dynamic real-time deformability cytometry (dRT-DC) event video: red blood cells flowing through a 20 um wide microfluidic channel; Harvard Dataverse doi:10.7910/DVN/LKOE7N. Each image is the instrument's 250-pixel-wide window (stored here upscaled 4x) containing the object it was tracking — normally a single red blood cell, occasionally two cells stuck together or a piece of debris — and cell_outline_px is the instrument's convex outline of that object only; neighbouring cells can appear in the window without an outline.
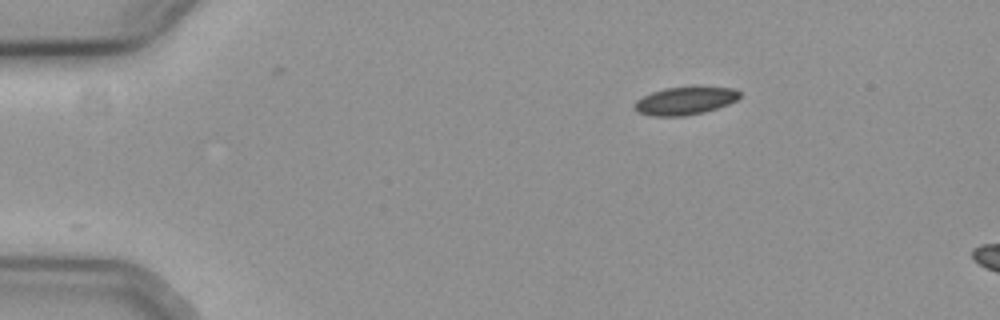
{"species": "common noctule bat (a hibernating species)", "species_latin": "Nyctalus noctula", "temperature_condition": "cold", "stored_images_in_passage": 48, "camera_frame_rate_fps": 3000, "um_per_image_px": 0.085, "animal": {"sex": "female", "body_mass_g": 19.3, "forearm_length_mm": 54.1}, "frame": {"image": 1, "passage_image": 1, "time_ms": 0.0, "image_size_px": [1000, 320], "cell_outline_px": [[740, 96], [736, 100], [728, 104], [704, 112], [684, 116], [652, 116], [636, 112], [632, 108], [636, 100], [652, 92], [664, 88], [732, 88], [740, 92]], "centroid_in_image_um": [58.16, 8.59], "position_along_channel_um": 26.8, "area_um2": 16.76}}
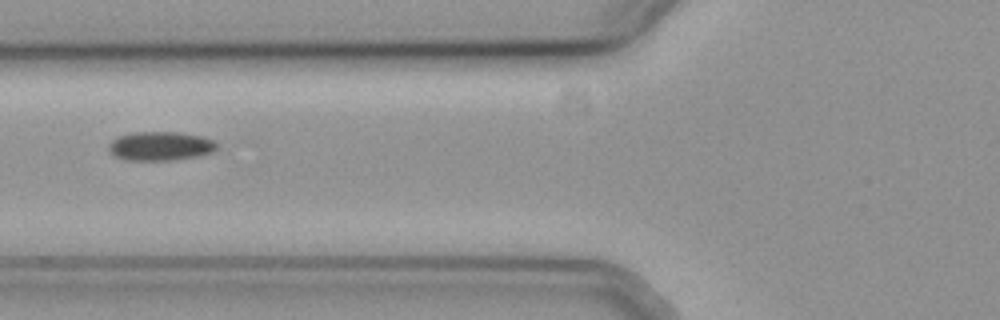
{"frame": {"image": 2, "passage_image": 14, "time_ms": 4.333, "image_size_px": [1000, 320], "cell_outline_px": [[216, 148], [212, 152], [200, 156], [176, 160], [124, 160], [116, 156], [108, 148], [108, 144], [116, 136], [132, 132], [176, 132], [204, 136], [216, 140]], "centroid_in_image_um": [13.65, 12.41], "position_along_channel_um": 112.1, "area_um2": 18.5}}
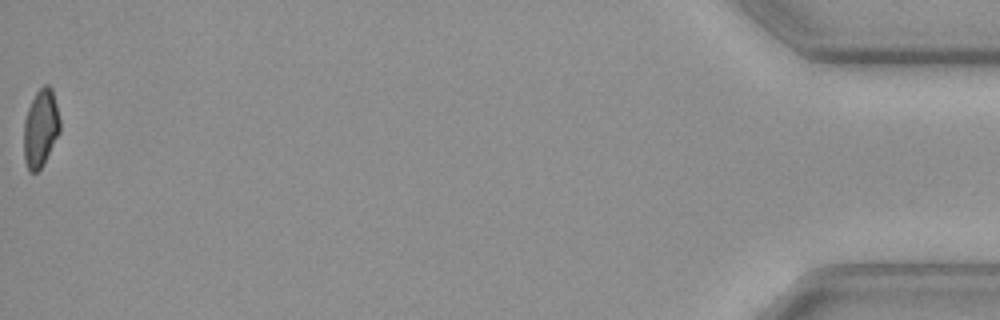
{"frame": {"image": 3, "passage_image": 48, "time_ms": 15.667, "image_size_px": [1000, 320], "cell_outline_px": [[60, 132], [44, 164], [36, 172], [28, 172], [24, 160], [24, 120], [28, 108], [36, 92], [44, 84], [48, 84], [52, 88], [60, 120]], "centroid_in_image_um": [3.45, 10.91], "position_along_channel_um": 431.7, "area_um2": 16.47}}